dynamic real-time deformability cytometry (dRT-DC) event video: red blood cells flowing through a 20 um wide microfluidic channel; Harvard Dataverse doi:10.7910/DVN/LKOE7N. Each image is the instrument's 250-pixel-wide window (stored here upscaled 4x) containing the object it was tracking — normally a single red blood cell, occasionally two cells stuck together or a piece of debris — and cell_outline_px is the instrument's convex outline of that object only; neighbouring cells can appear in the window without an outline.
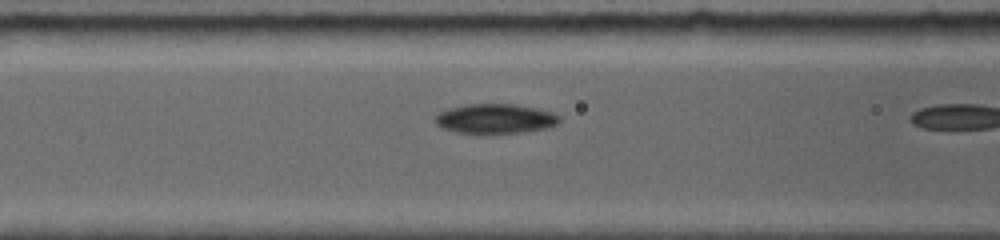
{"species": "common noctule bat (a hibernating species)", "species_latin": "Nyctalus noctula", "temperature_condition": "room temperature", "stored_images_in_passage": 8, "camera_frame_rate_fps": 5000, "um_per_image_px": 0.085, "animal": {"sex": "female", "body_mass_g": 19.0, "forearm_length_mm": 56.7}, "frame": {"image": 1, "passage_image": 7, "time_ms": 3.6, "image_size_px": [1000, 240], "cell_outline_px": [[560, 120], [556, 124], [548, 128], [524, 132], [456, 132], [440, 128], [436, 124], [436, 116], [440, 112], [448, 108], [468, 104], [512, 104], [536, 108], [552, 112], [560, 116]], "centroid_in_image_um": [42.1, 10.08], "position_along_channel_um": 124.5, "area_um2": 21.15}}